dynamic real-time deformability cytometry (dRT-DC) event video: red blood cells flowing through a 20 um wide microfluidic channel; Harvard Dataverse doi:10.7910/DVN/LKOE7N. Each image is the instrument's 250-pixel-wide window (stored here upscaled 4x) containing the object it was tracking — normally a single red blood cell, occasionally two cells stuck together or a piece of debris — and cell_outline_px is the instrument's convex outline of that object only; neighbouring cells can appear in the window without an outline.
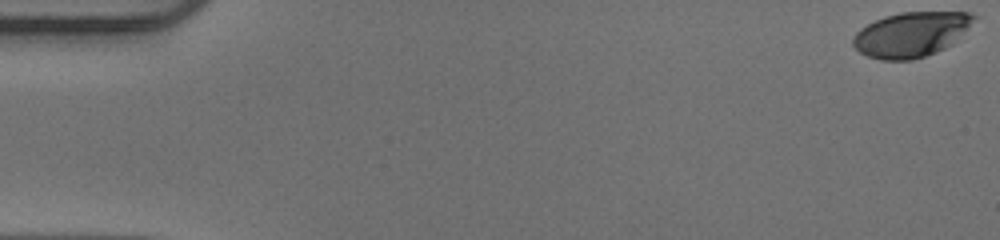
{"species": "human", "species_latin": "Homo sapiens", "temperature_condition": "warm", "stored_images_in_passage": 52, "camera_frame_rate_fps": 3000, "um_per_image_px": 0.085, "donor": {"sex": "male"}, "frame": {"image": 1, "passage_image": 1, "time_ms": 0.0, "image_size_px": [1000, 240], "cell_outline_px": [[976, 16], [952, 44], [936, 52], [912, 60], [880, 60], [868, 56], [860, 52], [852, 44], [852, 36], [860, 28], [884, 16], [900, 12], [968, 12]], "centroid_in_image_um": [77.38, 2.93], "position_along_channel_um": 7.6, "area_um2": 31.27}}
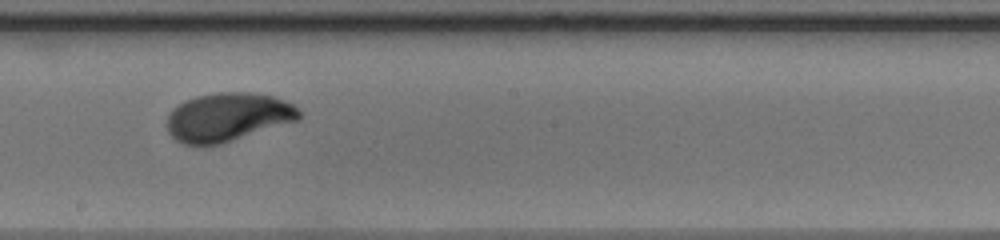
{"frame": {"image": 2, "passage_image": 30, "time_ms": 9.667, "image_size_px": [1000, 240], "cell_outline_px": [[300, 120], [220, 144], [184, 144], [176, 140], [168, 132], [168, 116], [172, 108], [184, 100], [196, 96], [216, 92], [248, 92], [276, 96], [292, 104], [300, 112]], "centroid_in_image_um": [19.37, 9.93], "position_along_channel_um": 228.8, "area_um2": 37.4}}
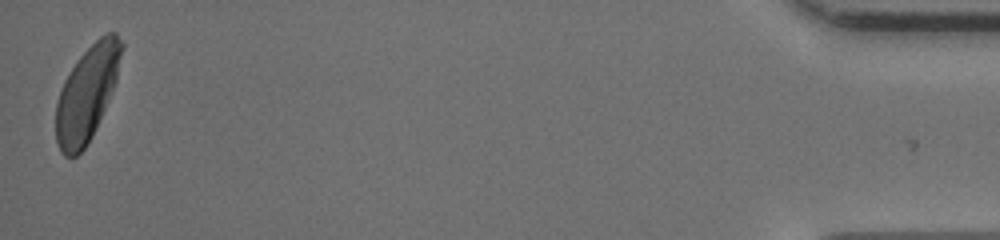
{"frame": {"image": 3, "passage_image": 52, "time_ms": 17.0, "image_size_px": [1000, 240], "cell_outline_px": [[124, 48], [116, 80], [112, 92], [92, 136], [88, 144], [76, 156], [64, 156], [60, 152], [56, 140], [56, 104], [64, 80], [76, 60], [100, 36], [108, 32], [116, 32], [124, 44]], "centroid_in_image_um": [7.4, 7.93], "position_along_channel_um": 427.8, "area_um2": 36.18}, "authors_computed_cell_mechanics": {"area_um2": 35.7204, "velocity_mm_per_s": 3.9588, "shape_relaxation_time_tau1_ms": 2.884, "shape_relaxation_time_tau2_ms": null, "deformation_change_tau1": 0.1576, "deformation_change_tau2": null}}